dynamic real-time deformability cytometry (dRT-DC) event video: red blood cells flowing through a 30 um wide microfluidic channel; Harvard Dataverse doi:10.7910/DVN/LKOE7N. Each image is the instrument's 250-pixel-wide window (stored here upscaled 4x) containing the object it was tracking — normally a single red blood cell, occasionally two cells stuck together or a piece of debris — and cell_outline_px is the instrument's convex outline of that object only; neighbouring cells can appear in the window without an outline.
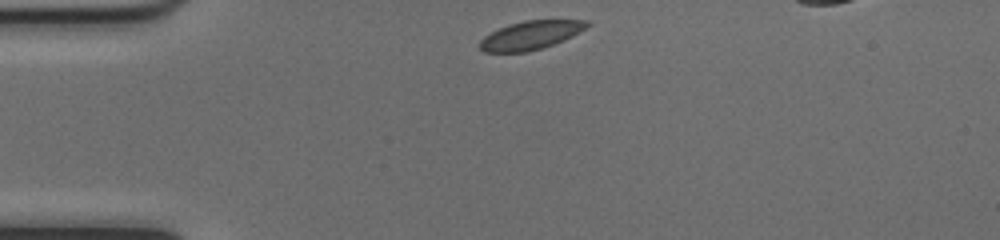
{"species": "common noctule bat (a hibernating species)", "species_latin": "Nyctalus noctula", "temperature_condition": "cold", "stored_images_in_passage": 37, "camera_frame_rate_fps": 3000, "um_per_image_px": 0.085, "animal": {"sex": "female", "body_mass_g": 17.0, "forearm_length_mm": 48.0}, "frame": {"image": 1, "passage_image": 1, "time_ms": 0.0, "image_size_px": [1000, 240], "cell_outline_px": [[592, 24], [572, 36], [564, 40], [540, 48], [524, 52], [484, 52], [480, 48], [480, 40], [484, 36], [508, 24], [524, 20], [588, 20]], "centroid_in_image_um": [45.11, 2.98], "position_along_channel_um": 39.9, "area_um2": 17.69}}
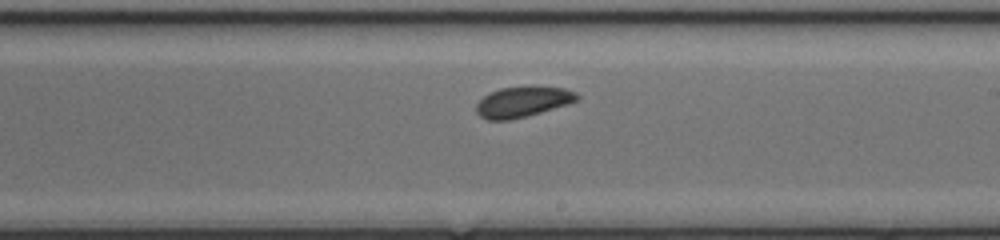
{"frame": {"image": 2, "passage_image": 19, "time_ms": 6.0, "image_size_px": [1000, 240], "cell_outline_px": [[580, 96], [576, 100], [568, 104], [540, 112], [508, 120], [488, 120], [480, 116], [476, 112], [476, 104], [488, 92], [500, 88], [532, 84], [564, 88], [576, 92]], "centroid_in_image_um": [44.43, 8.61], "position_along_channel_um": 244.6, "area_um2": 18.26}}
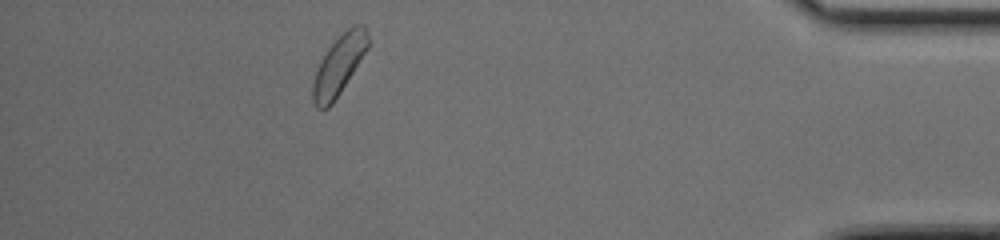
{"frame": {"image": 3, "passage_image": 35, "time_ms": 11.333, "image_size_px": [1000, 240], "cell_outline_px": [[368, 48], [340, 92], [332, 104], [328, 108], [316, 108], [312, 100], [312, 84], [320, 60], [328, 48], [352, 24], [364, 24], [368, 32]], "centroid_in_image_um": [28.8, 5.53], "position_along_channel_um": 406.4, "area_um2": 18.84}}